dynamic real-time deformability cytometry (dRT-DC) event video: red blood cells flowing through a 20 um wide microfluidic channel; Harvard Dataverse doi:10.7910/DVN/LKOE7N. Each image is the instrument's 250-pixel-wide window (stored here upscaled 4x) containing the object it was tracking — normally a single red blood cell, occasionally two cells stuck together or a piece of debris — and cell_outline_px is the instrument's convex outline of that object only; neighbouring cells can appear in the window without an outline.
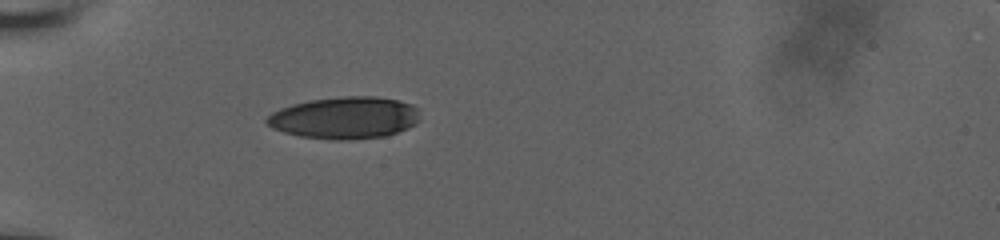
{"species": "human", "species_latin": "Homo sapiens", "temperature_condition": "room temperature", "stored_images_in_passage": 38, "camera_frame_rate_fps": 3000, "um_per_image_px": 0.085, "donor": {"sex": "male"}, "frame": {"image": 1, "passage_image": 1, "time_ms": 0.0, "image_size_px": [1000, 240], "cell_outline_px": [[416, 124], [408, 128], [384, 136], [348, 140], [336, 140], [300, 136], [284, 132], [272, 128], [264, 120], [272, 112], [280, 108], [292, 104], [312, 100], [340, 96], [376, 96], [400, 100], [412, 104], [416, 108]], "centroid_in_image_um": [29.27, 10.0], "position_along_channel_um": 55.7, "area_um2": 37.34}}
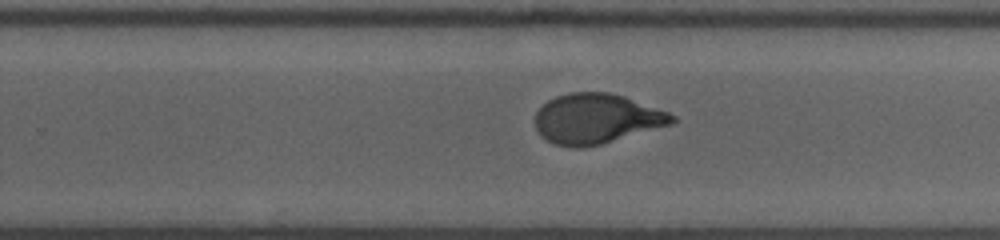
{"frame": {"image": 2, "passage_image": 20, "time_ms": 6.333, "image_size_px": [1000, 240], "cell_outline_px": [[680, 120], [672, 124], [600, 144], [580, 148], [572, 148], [556, 144], [548, 140], [536, 128], [536, 112], [548, 100], [556, 96], [568, 92], [608, 92], [624, 96], [668, 112], [676, 116]], "centroid_in_image_um": [50.73, 10.08], "position_along_channel_um": 279.1, "area_um2": 39.59}}
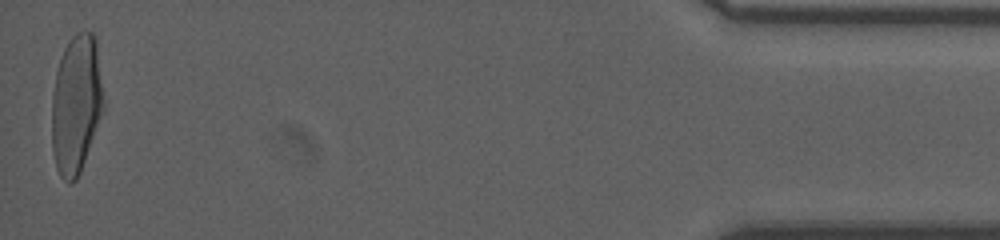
{"frame": {"image": 3, "passage_image": 38, "time_ms": 12.333, "image_size_px": [1000, 240], "cell_outline_px": [[104, 112], [80, 172], [76, 180], [72, 184], [68, 184], [60, 176], [56, 168], [52, 148], [52, 96], [56, 72], [64, 48], [68, 40], [76, 32], [92, 32], [96, 36], [104, 100]], "centroid_in_image_um": [6.49, 8.87], "position_along_channel_um": 428.7, "area_um2": 42.37}, "authors_computed_cell_mechanics": {"area_um2": 39.882, "velocity_mm_per_s": 3.8387, "shape_relaxation_time_tau1_ms": 4.969, "shape_relaxation_time_tau2_ms": null, "deformation_change_tau1": 0.2089, "deformation_change_tau2": null}}